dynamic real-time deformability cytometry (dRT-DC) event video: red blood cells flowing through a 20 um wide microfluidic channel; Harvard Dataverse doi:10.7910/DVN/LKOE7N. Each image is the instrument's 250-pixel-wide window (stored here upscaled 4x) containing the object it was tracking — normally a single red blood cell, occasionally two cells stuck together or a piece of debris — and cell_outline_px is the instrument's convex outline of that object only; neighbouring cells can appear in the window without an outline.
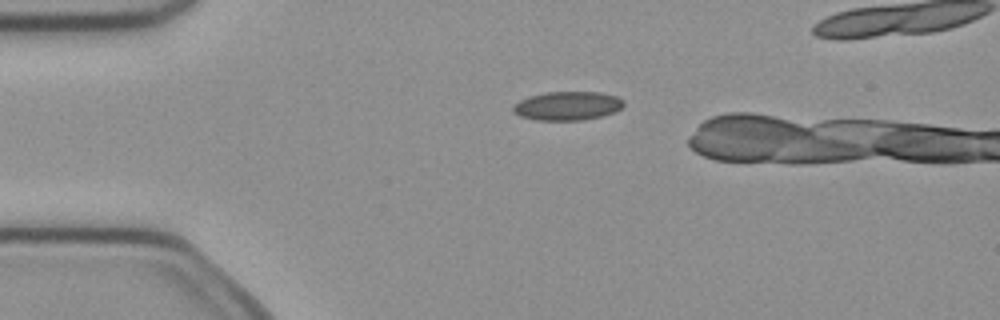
{"species": "common noctule bat (a hibernating species)", "species_latin": "Nyctalus noctula", "temperature_condition": "cold", "stored_images_in_passage": 5, "camera_frame_rate_fps": 3000, "um_per_image_px": 0.085, "animal": {"sex": "female", "body_mass_g": 21.9}, "frame": {"image": 1, "passage_image": 4, "time_ms": 1.0, "image_size_px": [1000, 320], "cell_outline_px": [[624, 104], [616, 112], [600, 116], [580, 120], [536, 120], [520, 116], [512, 112], [512, 104], [528, 96], [544, 92], [600, 92], [616, 96], [624, 100]], "centroid_in_image_um": [48.2, 8.99], "position_along_channel_um": 36.8, "area_um2": 18.67}}